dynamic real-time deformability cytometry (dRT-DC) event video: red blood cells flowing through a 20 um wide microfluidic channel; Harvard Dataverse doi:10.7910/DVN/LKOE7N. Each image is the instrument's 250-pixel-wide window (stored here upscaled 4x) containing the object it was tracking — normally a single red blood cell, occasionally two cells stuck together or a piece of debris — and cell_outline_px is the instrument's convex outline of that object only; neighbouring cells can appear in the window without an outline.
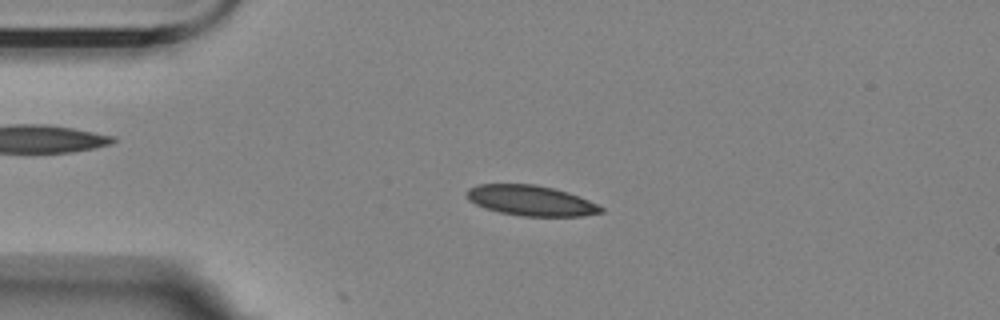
{"species": "Egyptian fruit bat (a non-hibernating species)", "species_latin": "Rousettus aegyptiacus", "temperature_condition": "room temperature", "stored_images_in_passage": 6, "camera_frame_rate_fps": 3000, "um_per_image_px": 0.085, "animal": {"sex": "female"}, "frame": {"image": 1, "passage_image": 4, "time_ms": 1.0, "image_size_px": [1000, 320], "cell_outline_px": [[604, 212], [584, 216], [520, 216], [500, 212], [484, 208], [468, 200], [468, 188], [480, 184], [536, 184], [568, 192], [580, 196], [604, 208]], "centroid_in_image_um": [45.15, 17.05], "position_along_channel_um": 39.9, "area_um2": 23.7}}